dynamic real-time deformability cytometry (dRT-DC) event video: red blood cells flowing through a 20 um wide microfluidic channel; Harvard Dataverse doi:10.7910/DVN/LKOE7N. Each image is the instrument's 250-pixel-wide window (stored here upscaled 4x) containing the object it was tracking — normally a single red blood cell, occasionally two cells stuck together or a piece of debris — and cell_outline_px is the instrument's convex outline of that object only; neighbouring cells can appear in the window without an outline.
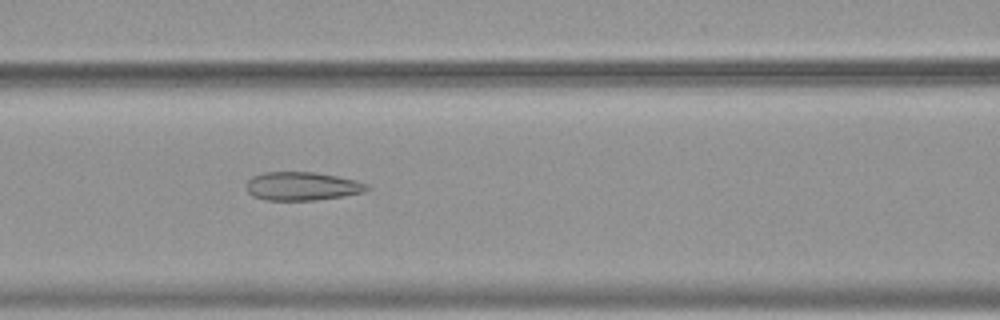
{"species": "common noctule bat (a hibernating species)", "species_latin": "Nyctalus noctula", "temperature_condition": "warm", "stored_images_in_passage": 54, "camera_frame_rate_fps": 3000, "um_per_image_px": 0.085, "animal": {"sex": "female", "body_mass_g": 19.9}, "frame": {"image": 1, "passage_image": 24, "time_ms": 7.667, "image_size_px": [1000, 320], "cell_outline_px": [[372, 188], [364, 192], [344, 196], [316, 200], [264, 200], [252, 196], [248, 192], [244, 184], [252, 176], [264, 172], [316, 172], [356, 180], [368, 184]], "centroid_in_image_um": [25.67, 15.83], "position_along_channel_um": 140.9, "area_um2": 20.29}}
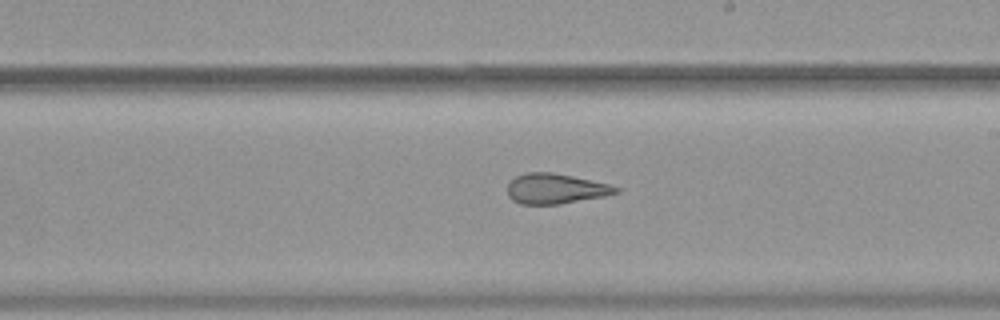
{"frame": {"image": 2, "passage_image": 32, "time_ms": 10.333, "image_size_px": [1000, 320], "cell_outline_px": [[620, 192], [604, 196], [560, 204], [520, 204], [512, 200], [508, 196], [508, 184], [516, 176], [524, 172], [552, 172], [612, 184], [620, 188]], "centroid_in_image_um": [47.24, 16.03], "position_along_channel_um": 241.8, "area_um2": 19.19}}
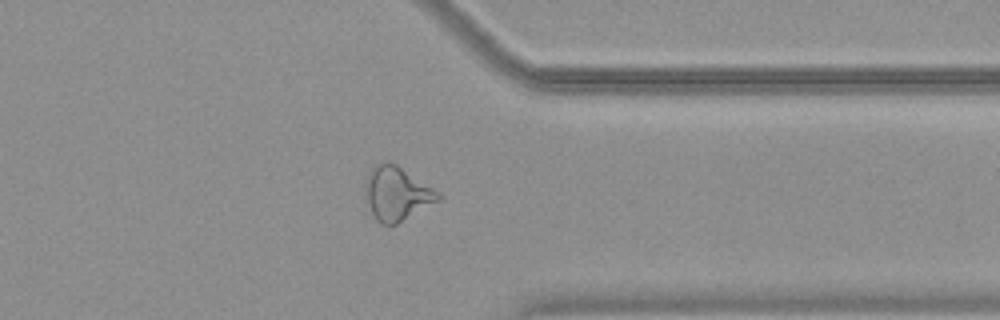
{"frame": {"image": 3, "passage_image": 43, "time_ms": 14.0, "image_size_px": [1000, 320], "cell_outline_px": [[440, 196], [436, 200], [396, 224], [380, 224], [376, 220], [372, 212], [364, 192], [364, 184], [368, 172], [376, 164], [384, 160], [388, 160], [396, 164], [440, 192]], "centroid_in_image_um": [33.66, 16.4], "position_along_channel_um": 377.7, "area_um2": 22.43}, "authors_computed_cell_mechanics": {"area_um2": 24.8251, "velocity_mm_per_s": 3.7961, "shape_relaxation_time_tau1_ms": null, "shape_relaxation_time_tau2_ms": 1.6116, "deformation_change_tau1": null, "deformation_change_tau2": 0.1103}}